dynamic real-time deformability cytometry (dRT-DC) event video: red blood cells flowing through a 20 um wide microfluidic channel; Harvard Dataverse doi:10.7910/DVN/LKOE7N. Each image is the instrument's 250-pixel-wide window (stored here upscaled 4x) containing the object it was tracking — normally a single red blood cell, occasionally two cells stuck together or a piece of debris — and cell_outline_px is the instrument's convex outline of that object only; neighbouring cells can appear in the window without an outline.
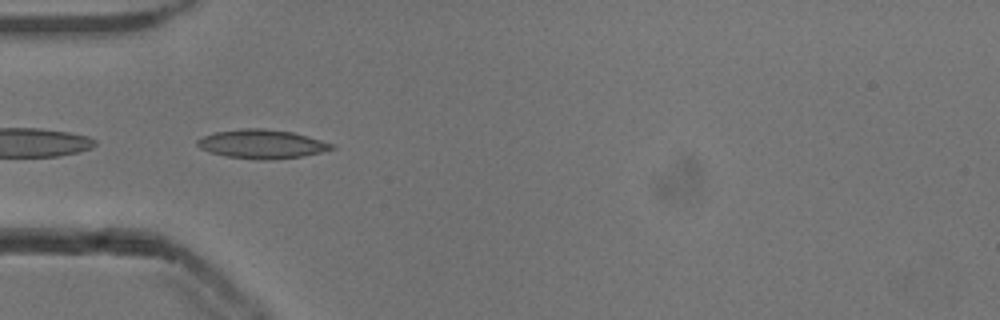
{"species": "common noctule bat (a hibernating species)", "species_latin": "Nyctalus noctula", "temperature_condition": "cold", "stored_images_in_passage": 43, "camera_frame_rate_fps": 3000, "um_per_image_px": 0.085, "animal": {"sex": "male", "body_mass_g": 13.3}, "frame": {"image": 1, "passage_image": 6, "time_ms": 1.667, "image_size_px": [1000, 320], "cell_outline_px": [[336, 148], [304, 156], [268, 160], [260, 160], [224, 156], [200, 148], [196, 144], [196, 140], [204, 136], [216, 132], [244, 128], [264, 128], [292, 132], [336, 144]], "centroid_in_image_um": [22.28, 12.24], "position_along_channel_um": 62.7, "area_um2": 22.6}}
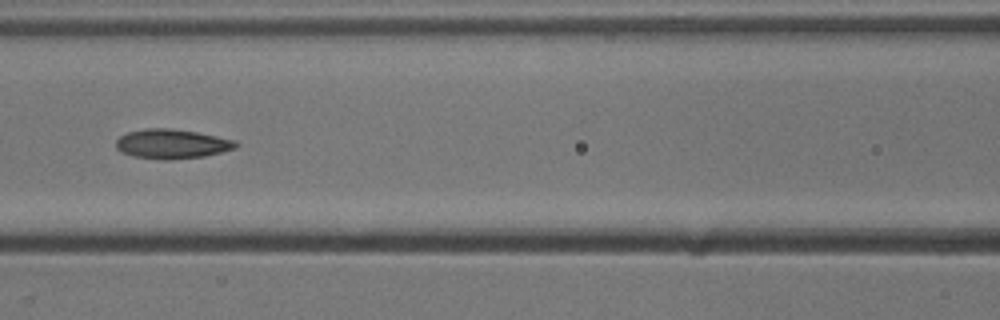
{"frame": {"image": 2, "passage_image": 13, "time_ms": 4.0, "image_size_px": [1000, 320], "cell_outline_px": [[240, 144], [236, 148], [204, 156], [172, 160], [164, 160], [132, 156], [120, 152], [116, 148], [116, 140], [120, 136], [128, 132], [144, 128], [168, 128], [196, 132], [236, 140]], "centroid_in_image_um": [14.6, 12.24], "position_along_channel_um": 152.0, "area_um2": 20.69}}
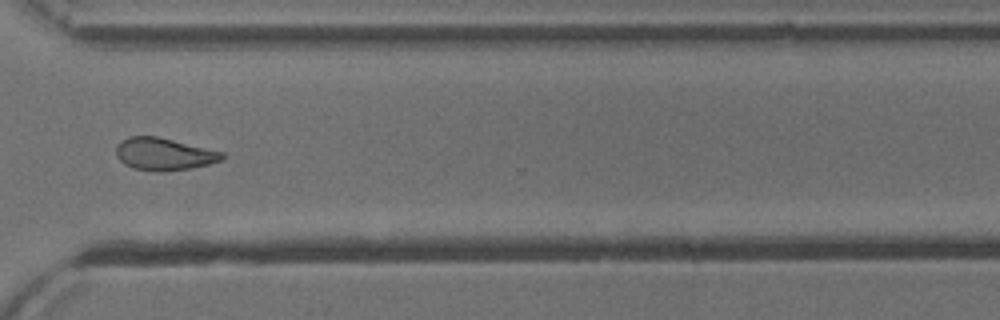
{"frame": {"image": 3, "passage_image": 29, "time_ms": 9.333, "image_size_px": [1000, 320], "cell_outline_px": [[224, 160], [192, 168], [160, 172], [132, 168], [124, 164], [116, 156], [116, 148], [120, 140], [128, 136], [156, 136], [224, 152]], "centroid_in_image_um": [13.92, 13.1], "position_along_channel_um": 356.7, "area_um2": 20.06}, "authors_computed_cell_mechanics": {"area_um2": 20.1144, "velocity_mm_per_s": 3.8429, "shape_relaxation_time_tau1_ms": 9.3498, "shape_relaxation_time_tau2_ms": 5.6309, "deformation_change_tau1": 0.1697, "deformation_change_tau2": 0.1072}}